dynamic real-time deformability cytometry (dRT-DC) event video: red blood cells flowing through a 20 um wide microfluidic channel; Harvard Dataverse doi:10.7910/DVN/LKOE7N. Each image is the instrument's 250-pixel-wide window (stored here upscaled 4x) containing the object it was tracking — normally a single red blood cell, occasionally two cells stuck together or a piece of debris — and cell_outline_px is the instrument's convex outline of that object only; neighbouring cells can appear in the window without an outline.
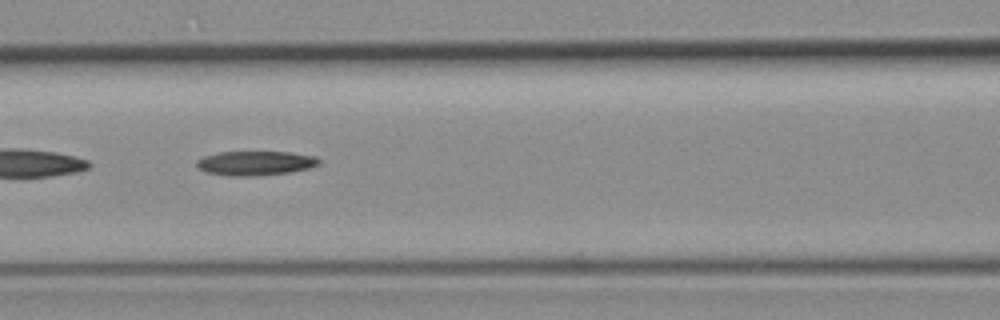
{"species": "common noctule bat (a hibernating species)", "species_latin": "Nyctalus noctula", "temperature_condition": "room temperature", "stored_images_in_passage": 55, "segment_of_instrument_passage": [2, 2], "camera_frame_rate_fps": 3000, "um_per_image_px": 0.085, "animal": {"sex": "female", "body_mass_g": 19.3, "forearm_length_mm": 54.1}, "frame": {"image": 1, "passage_image": 23, "time_ms": 7.333, "image_size_px": [1000, 320], "cell_outline_px": [[320, 164], [312, 168], [292, 172], [256, 176], [228, 176], [208, 172], [200, 168], [196, 164], [196, 160], [204, 156], [220, 152], [288, 152], [316, 156], [320, 160]], "centroid_in_image_um": [21.76, 13.87], "position_along_channel_um": 144.8, "area_um2": 17.46}}
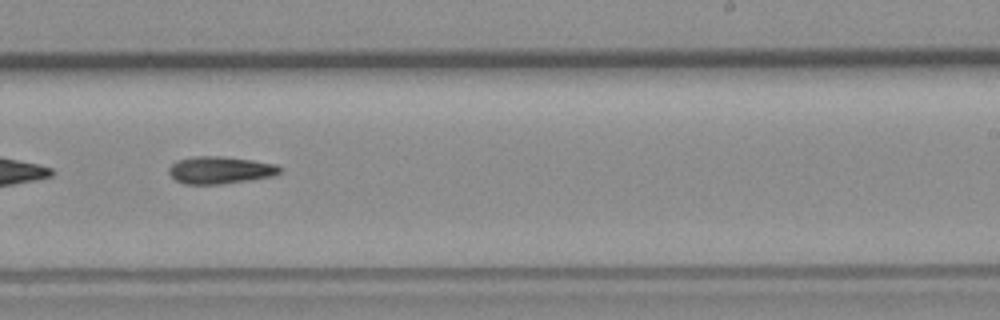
{"frame": {"image": 2, "passage_image": 33, "time_ms": 10.667, "image_size_px": [1000, 320], "cell_outline_px": [[284, 168], [276, 176], [252, 180], [224, 184], [184, 184], [176, 180], [168, 172], [168, 168], [176, 160], [196, 156], [220, 156], [252, 160], [276, 164]], "centroid_in_image_um": [18.75, 14.46], "position_along_channel_um": 270.2, "area_um2": 17.92}}
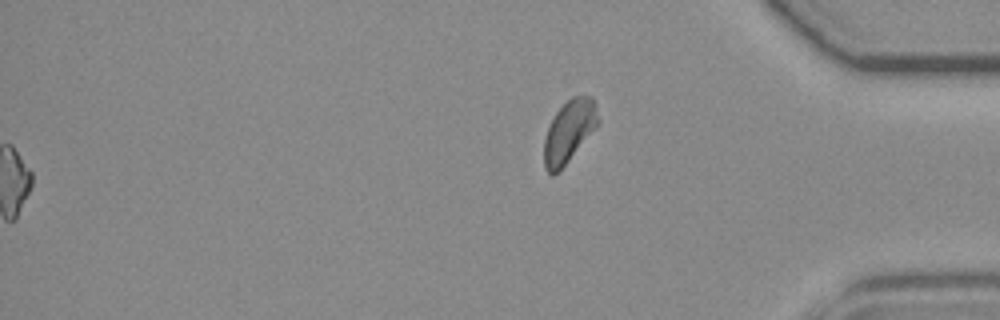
{"frame": {"image": 3, "passage_image": 55, "time_ms": 18.0, "image_size_px": [1000, 320], "cell_outline_px": [[600, 124], [560, 172], [552, 176], [548, 172], [544, 164], [544, 140], [548, 128], [556, 112], [572, 96], [592, 96], [596, 104], [600, 120]], "centroid_in_image_um": [48.41, 11.19], "position_along_channel_um": 386.8, "area_um2": 19.88}}